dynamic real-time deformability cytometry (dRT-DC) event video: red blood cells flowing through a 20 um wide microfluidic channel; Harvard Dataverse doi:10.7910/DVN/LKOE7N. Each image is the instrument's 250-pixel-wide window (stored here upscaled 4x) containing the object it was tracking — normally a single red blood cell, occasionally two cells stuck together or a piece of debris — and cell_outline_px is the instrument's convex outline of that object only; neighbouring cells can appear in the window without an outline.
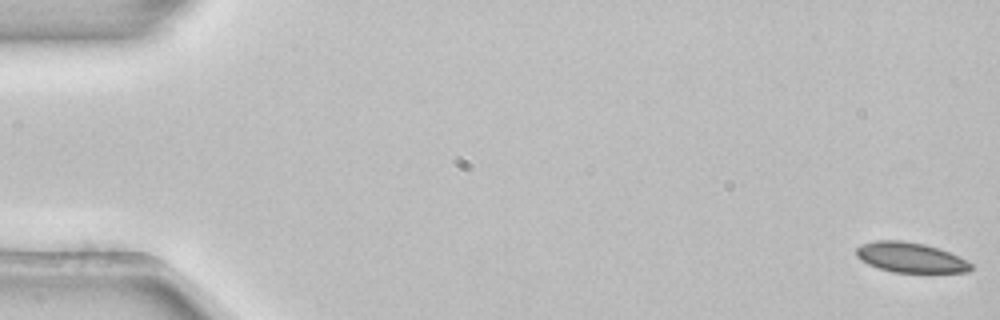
{"species": "common noctule bat (a hibernating species)", "species_latin": "Nyctalus noctula", "temperature_condition": "room temperature", "stored_images_in_passage": 3, "camera_frame_rate_fps": 3000, "um_per_image_px": 0.085, "animal": {"sex": "female", "body_mass_g": 22.7, "forearm_length_mm": 54.2}, "frame": {"image": 1, "passage_image": 1, "time_ms": 0.0, "image_size_px": [1000, 320], "cell_outline_px": [[972, 268], [968, 272], [892, 272], [868, 264], [860, 260], [856, 256], [856, 248], [860, 244], [876, 240], [904, 240], [924, 244], [948, 252], [972, 264]], "centroid_in_image_um": [77.32, 21.87], "position_along_channel_um": 7.7, "area_um2": 19.88}}